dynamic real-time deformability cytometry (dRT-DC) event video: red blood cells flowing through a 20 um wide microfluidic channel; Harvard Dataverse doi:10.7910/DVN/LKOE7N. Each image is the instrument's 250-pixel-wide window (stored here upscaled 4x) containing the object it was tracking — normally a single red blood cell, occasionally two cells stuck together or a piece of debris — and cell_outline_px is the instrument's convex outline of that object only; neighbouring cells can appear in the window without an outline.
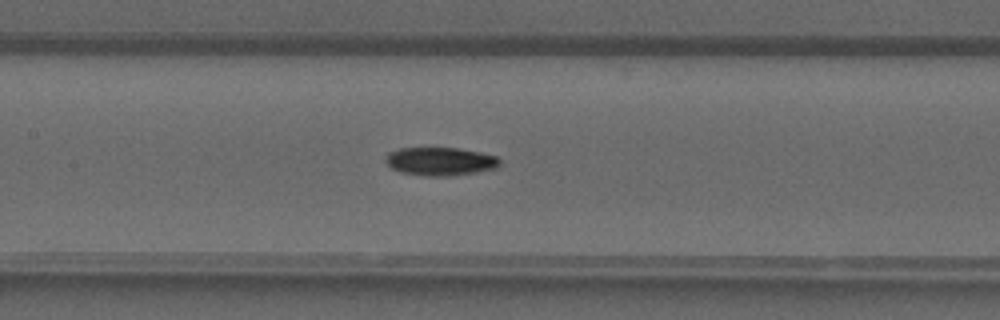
{"species": "common noctule bat (a hibernating species)", "species_latin": "Nyctalus noctula", "temperature_condition": "warm", "stored_images_in_passage": 26, "camera_frame_rate_fps": 3000, "um_per_image_px": 0.085, "animal": {"sex": "male", "forearm_length_mm": 52.5}, "frame": {"image": 1, "passage_image": 12, "time_ms": 3.667, "image_size_px": [1000, 320], "cell_outline_px": [[500, 164], [496, 168], [472, 172], [444, 176], [428, 176], [400, 172], [392, 168], [384, 160], [388, 152], [400, 148], [460, 148], [480, 152], [496, 156], [500, 160]], "centroid_in_image_um": [37.39, 13.7], "position_along_channel_um": 170.0, "area_um2": 18.61}}
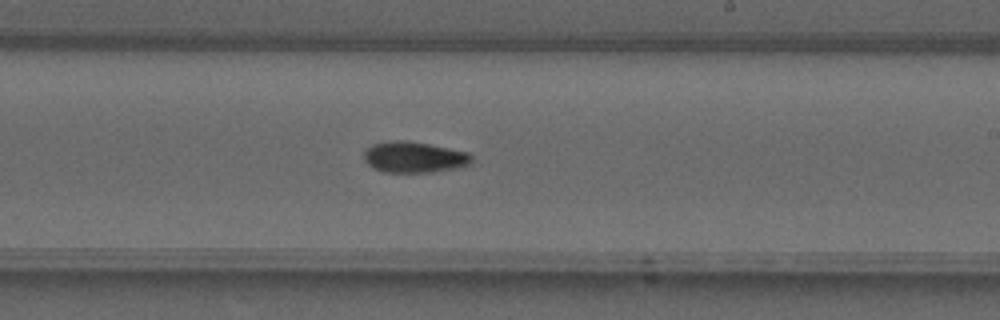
{"frame": {"image": 2, "passage_image": 17, "time_ms": 5.333, "image_size_px": [1000, 320], "cell_outline_px": [[472, 160], [468, 164], [452, 168], [432, 172], [384, 172], [372, 168], [364, 160], [364, 152], [372, 144], [388, 140], [408, 140], [468, 152], [472, 156]], "centroid_in_image_um": [35.14, 13.34], "position_along_channel_um": 253.9, "area_um2": 19.36}}
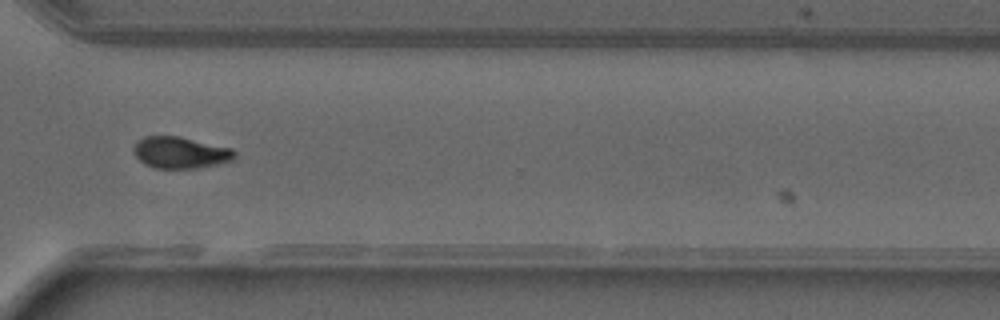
{"frame": {"image": 3, "passage_image": 23, "time_ms": 7.333, "image_size_px": [1000, 320], "cell_outline_px": [[236, 156], [232, 160], [216, 164], [196, 168], [156, 168], [144, 164], [136, 156], [132, 148], [144, 136], [180, 136], [232, 148], [236, 152]], "centroid_in_image_um": [15.34, 12.96], "position_along_channel_um": 355.3, "area_um2": 18.5}}